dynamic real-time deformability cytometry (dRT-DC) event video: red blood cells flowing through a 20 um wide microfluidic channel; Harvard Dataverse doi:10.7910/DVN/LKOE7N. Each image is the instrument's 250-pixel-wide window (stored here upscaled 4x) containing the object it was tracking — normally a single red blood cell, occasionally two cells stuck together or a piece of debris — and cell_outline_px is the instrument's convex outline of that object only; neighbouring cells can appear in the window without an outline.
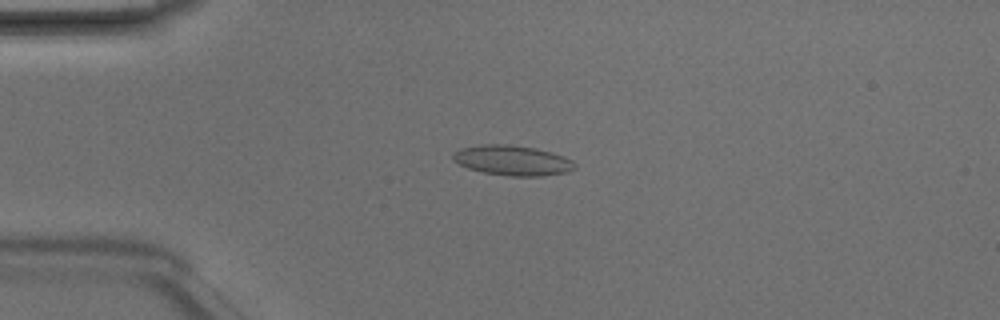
{"species": "Egyptian fruit bat (a non-hibernating species)", "species_latin": "Rousettus aegyptiacus", "temperature_condition": "room temperature", "stored_images_in_passage": 5, "camera_frame_rate_fps": 3000, "um_per_image_px": 0.085, "animal": {"sex": "male"}, "frame": {"image": 1, "passage_image": 3, "time_ms": 0.667, "image_size_px": [1000, 320], "cell_outline_px": [[576, 168], [568, 172], [540, 176], [508, 176], [484, 172], [468, 168], [452, 160], [452, 152], [460, 148], [480, 144], [508, 144], [536, 148], [552, 152], [564, 156], [572, 160], [576, 164]], "centroid_in_image_um": [43.56, 13.62], "position_along_channel_um": 41.4, "area_um2": 21.56}}